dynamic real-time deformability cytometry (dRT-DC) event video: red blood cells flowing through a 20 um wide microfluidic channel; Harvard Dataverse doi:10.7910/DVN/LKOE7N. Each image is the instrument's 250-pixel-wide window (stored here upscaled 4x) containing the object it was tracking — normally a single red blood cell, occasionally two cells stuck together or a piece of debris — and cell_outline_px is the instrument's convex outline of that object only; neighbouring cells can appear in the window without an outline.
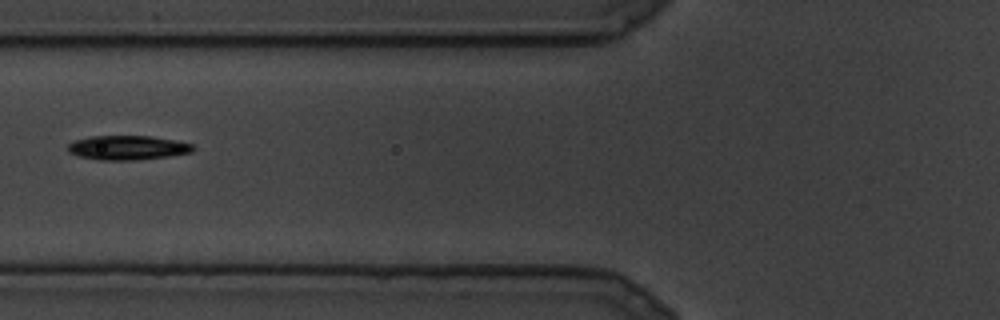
{"species": "common noctule bat (a hibernating species)", "species_latin": "Nyctalus noctula", "temperature_condition": "cold", "stored_images_in_passage": 28, "camera_frame_rate_fps": 3000, "um_per_image_px": 0.085, "animal": {"sex": "male", "body_mass_g": 19.5, "forearm_length_mm": 54.6}, "frame": {"image": 1, "passage_image": 12, "time_ms": 3.667, "image_size_px": [1000, 320], "cell_outline_px": [[196, 148], [192, 152], [168, 156], [136, 160], [100, 160], [80, 156], [68, 152], [68, 144], [76, 140], [92, 136], [152, 136], [176, 140], [192, 144]], "centroid_in_image_um": [10.87, 12.55], "position_along_channel_um": 114.9, "area_um2": 17.69}}
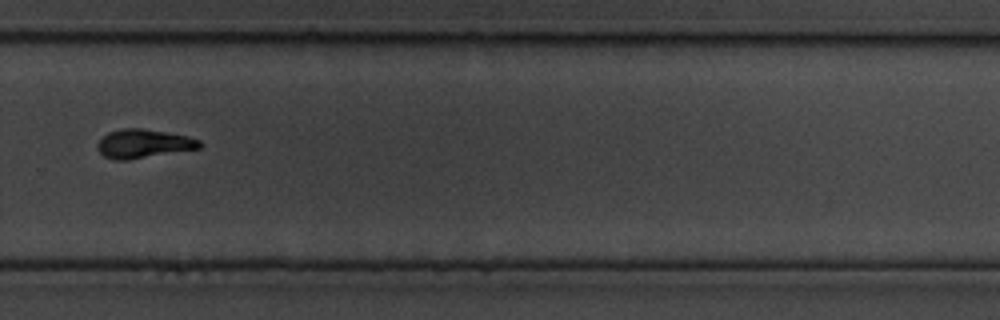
{"frame": {"image": 2, "passage_image": 20, "time_ms": 6.333, "image_size_px": [1000, 320], "cell_outline_px": [[200, 148], [128, 160], [116, 160], [104, 156], [96, 148], [96, 144], [108, 132], [120, 128], [140, 128], [188, 136], [200, 140]], "centroid_in_image_um": [12.16, 12.21], "position_along_channel_um": 317.6, "area_um2": 16.99}}
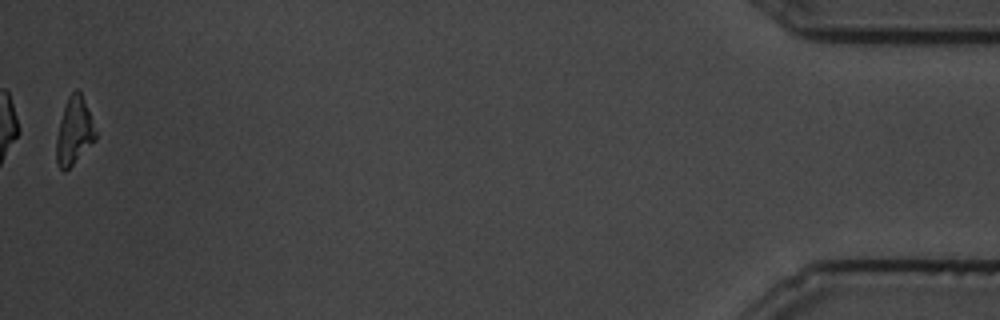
{"frame": {"image": 3, "passage_image": 28, "time_ms": 9.0, "image_size_px": [1000, 320], "cell_outline_px": [[96, 140], [64, 172], [60, 168], [56, 160], [56, 136], [60, 120], [68, 96], [76, 88], [80, 92], [96, 132]], "centroid_in_image_um": [6.28, 11.17], "position_along_channel_um": 428.9, "area_um2": 14.91}}